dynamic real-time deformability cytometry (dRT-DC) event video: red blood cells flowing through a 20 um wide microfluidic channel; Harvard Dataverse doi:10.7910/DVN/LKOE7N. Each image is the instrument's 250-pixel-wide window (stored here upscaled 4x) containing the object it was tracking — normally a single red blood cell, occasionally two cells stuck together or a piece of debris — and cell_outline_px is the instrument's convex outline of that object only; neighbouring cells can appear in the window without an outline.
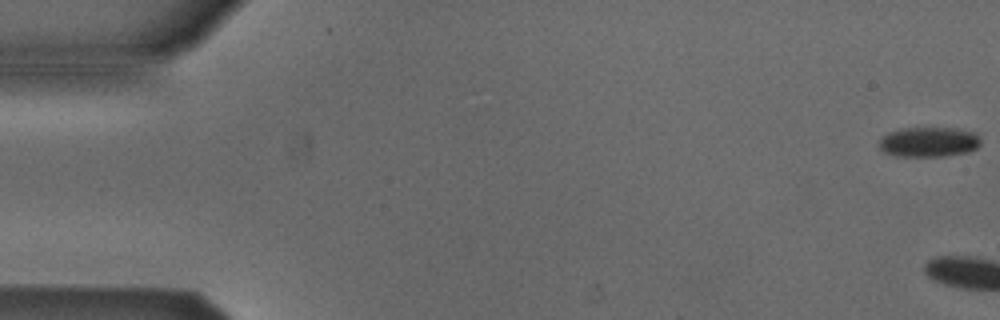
{"species": "Egyptian fruit bat (a non-hibernating species)", "species_latin": "Rousettus aegyptiacus", "temperature_condition": "cold", "stored_images_in_passage": 4, "camera_frame_rate_fps": 3000, "um_per_image_px": 0.085, "animal": {"sex": "male"}, "frame": {"image": 1, "passage_image": 1, "time_ms": 0.0, "image_size_px": [1000, 320], "cell_outline_px": [[980, 144], [976, 148], [968, 152], [940, 156], [896, 156], [884, 152], [880, 148], [880, 140], [888, 132], [900, 128], [956, 128], [976, 132], [980, 140]], "centroid_in_image_um": [78.96, 12.06], "position_along_channel_um": 6.0, "area_um2": 17.69}}